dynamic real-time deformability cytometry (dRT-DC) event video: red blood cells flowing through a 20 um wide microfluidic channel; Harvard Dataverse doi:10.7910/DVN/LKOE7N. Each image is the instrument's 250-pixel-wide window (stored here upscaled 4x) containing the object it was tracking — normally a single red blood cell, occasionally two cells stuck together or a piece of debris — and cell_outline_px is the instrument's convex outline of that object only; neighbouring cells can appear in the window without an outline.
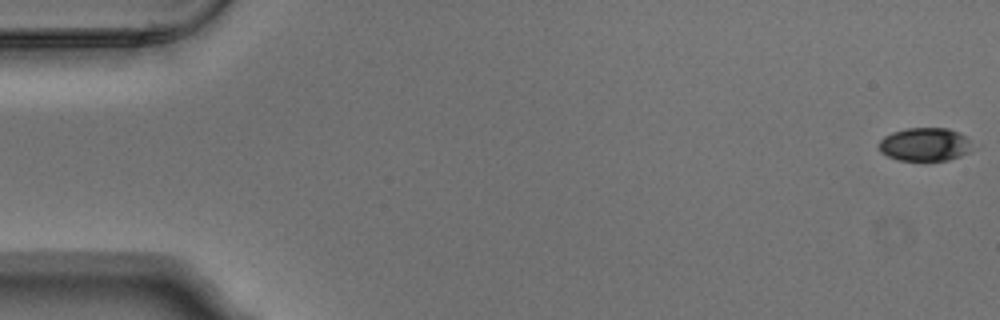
{"species": "Egyptian fruit bat (a non-hibernating species)", "species_latin": "Rousettus aegyptiacus", "temperature_condition": "warm", "stored_images_in_passage": 5, "camera_frame_rate_fps": 3000, "um_per_image_px": 0.085, "animal": {"sex": "male"}, "frame": {"image": 1, "passage_image": 1, "time_ms": 0.0, "image_size_px": [1000, 320], "cell_outline_px": [[968, 152], [960, 156], [948, 160], [900, 160], [888, 156], [880, 152], [880, 140], [884, 136], [892, 132], [908, 128], [948, 128], [960, 132], [968, 140]], "centroid_in_image_um": [78.57, 12.26], "position_along_channel_um": 6.4, "area_um2": 17.8}}
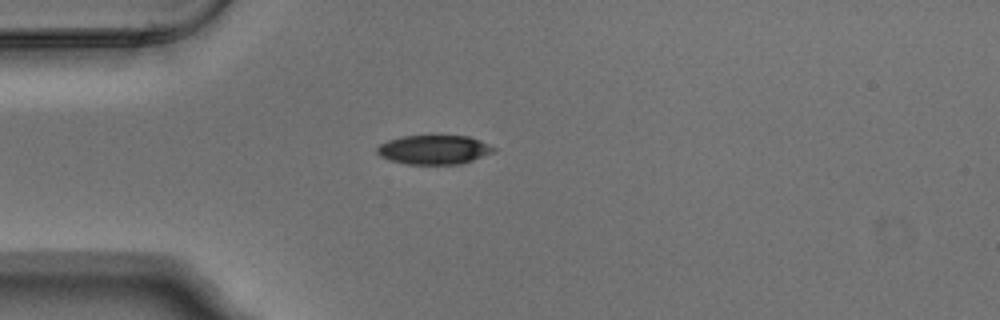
{"frame": {"image": 2, "passage_image": 5, "time_ms": 1.333, "image_size_px": [1000, 320], "cell_outline_px": [[496, 148], [492, 152], [472, 160], [460, 164], [408, 164], [392, 160], [380, 156], [376, 152], [376, 148], [380, 144], [388, 140], [400, 136], [468, 136], [480, 140]], "centroid_in_image_um": [36.86, 12.72], "position_along_channel_um": 48.1, "area_um2": 19.59}}